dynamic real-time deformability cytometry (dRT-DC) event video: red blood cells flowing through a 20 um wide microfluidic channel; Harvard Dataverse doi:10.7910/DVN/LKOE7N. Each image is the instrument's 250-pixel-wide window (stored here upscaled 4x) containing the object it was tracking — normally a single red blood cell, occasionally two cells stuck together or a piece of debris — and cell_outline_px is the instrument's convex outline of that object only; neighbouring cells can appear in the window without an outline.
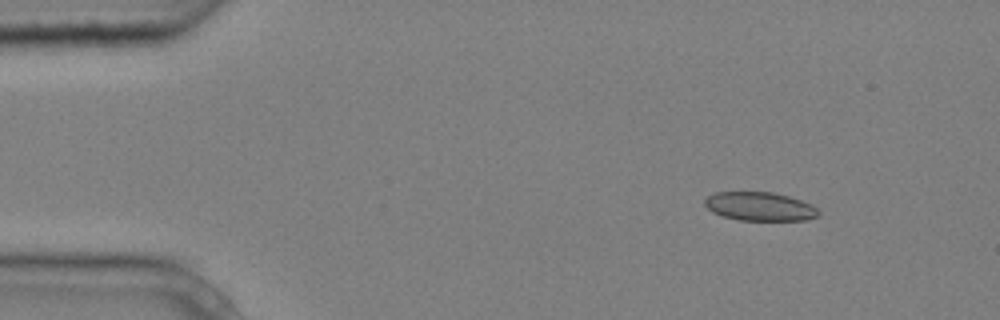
{"species": "common noctule bat (a hibernating species)", "species_latin": "Nyctalus noctula", "temperature_condition": "cold", "stored_images_in_passage": 5, "camera_frame_rate_fps": 3000, "um_per_image_px": 0.085, "animal": {"sex": "male", "body_mass_g": 20.4}, "frame": {"image": 1, "passage_image": 2, "time_ms": 0.333, "image_size_px": [1000, 320], "cell_outline_px": [[820, 216], [808, 220], [740, 220], [724, 216], [712, 212], [704, 204], [704, 200], [708, 196], [716, 192], [772, 192], [788, 196], [812, 204], [820, 212]], "centroid_in_image_um": [64.61, 17.55], "position_along_channel_um": 20.4, "area_um2": 19.02}}
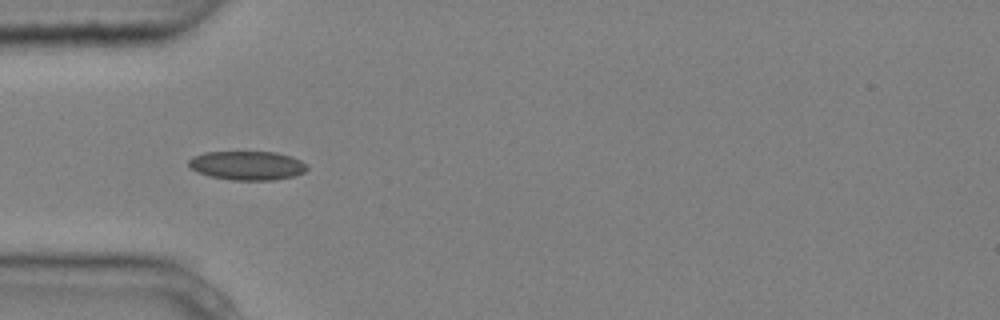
{"frame": {"image": 2, "passage_image": 5, "time_ms": 1.333, "image_size_px": [1000, 320], "cell_outline_px": [[308, 168], [304, 172], [296, 176], [272, 180], [232, 180], [208, 176], [196, 172], [188, 164], [188, 160], [192, 156], [204, 152], [276, 152], [292, 156], [300, 160]], "centroid_in_image_um": [21.0, 14.07], "position_along_channel_um": 64.0, "area_um2": 20.11}}